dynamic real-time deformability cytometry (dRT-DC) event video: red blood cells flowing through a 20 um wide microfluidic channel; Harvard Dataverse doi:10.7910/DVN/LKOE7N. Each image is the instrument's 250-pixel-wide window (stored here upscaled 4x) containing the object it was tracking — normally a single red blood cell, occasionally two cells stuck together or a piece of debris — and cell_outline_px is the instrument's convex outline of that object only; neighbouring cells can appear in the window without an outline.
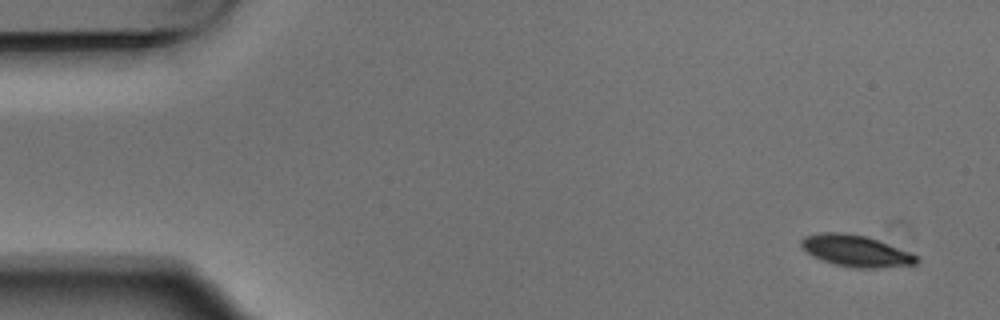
{"species": "Egyptian fruit bat (a non-hibernating species)", "species_latin": "Rousettus aegyptiacus", "temperature_condition": "warm", "stored_images_in_passage": 5, "camera_frame_rate_fps": 3000, "um_per_image_px": 0.085, "animal": {"sex": "male"}, "frame": {"image": 1, "passage_image": 1, "time_ms": 0.0, "image_size_px": [1000, 320], "cell_outline_px": [[920, 260], [916, 264], [876, 268], [852, 268], [836, 264], [812, 256], [800, 244], [800, 240], [804, 236], [820, 232], [840, 232], [868, 236], [908, 252], [916, 256]], "centroid_in_image_um": [72.73, 21.31], "position_along_channel_um": 12.3, "area_um2": 20.98}}
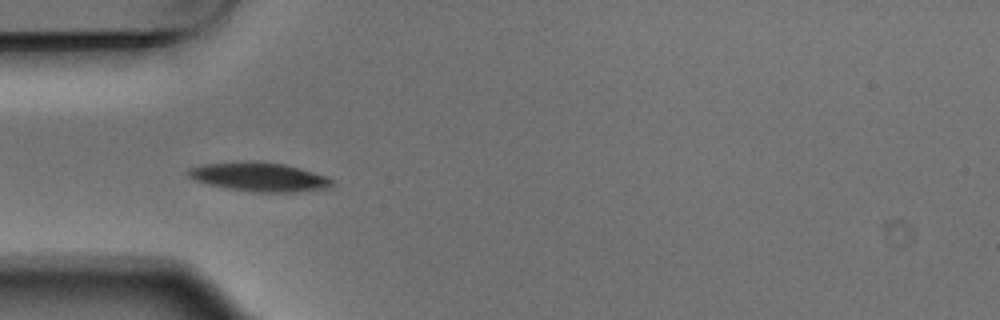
{"frame": {"image": 2, "passage_image": 4, "time_ms": 1.0, "image_size_px": [1000, 320], "cell_outline_px": [[332, 184], [328, 188], [292, 192], [256, 192], [228, 188], [208, 184], [192, 180], [184, 172], [188, 168], [200, 164], [284, 164], [300, 168], [328, 176], [332, 180]], "centroid_in_image_um": [22.02, 15.08], "position_along_channel_um": 63.0, "area_um2": 23.29}}
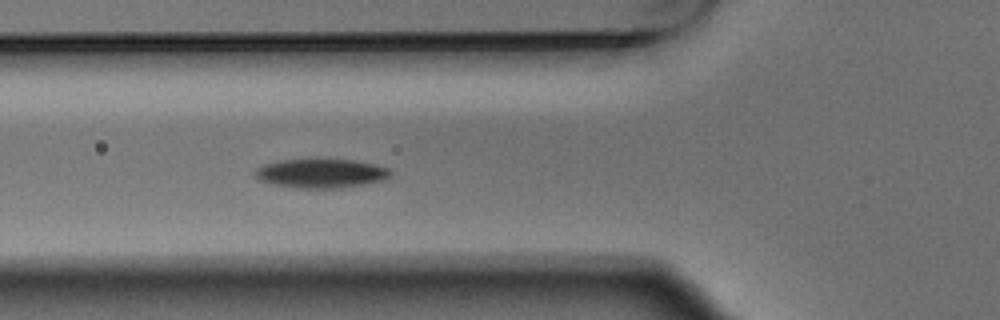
{"frame": {"image": 3, "passage_image": 5, "time_ms": 1.333, "image_size_px": [1000, 320], "cell_outline_px": [[392, 172], [384, 180], [344, 188], [296, 188], [276, 184], [260, 180], [252, 172], [256, 168], [264, 164], [276, 160], [308, 156], [328, 156], [356, 160], [388, 168]], "centroid_in_image_um": [27.25, 14.66], "position_along_channel_um": 98.6, "area_um2": 24.22}}